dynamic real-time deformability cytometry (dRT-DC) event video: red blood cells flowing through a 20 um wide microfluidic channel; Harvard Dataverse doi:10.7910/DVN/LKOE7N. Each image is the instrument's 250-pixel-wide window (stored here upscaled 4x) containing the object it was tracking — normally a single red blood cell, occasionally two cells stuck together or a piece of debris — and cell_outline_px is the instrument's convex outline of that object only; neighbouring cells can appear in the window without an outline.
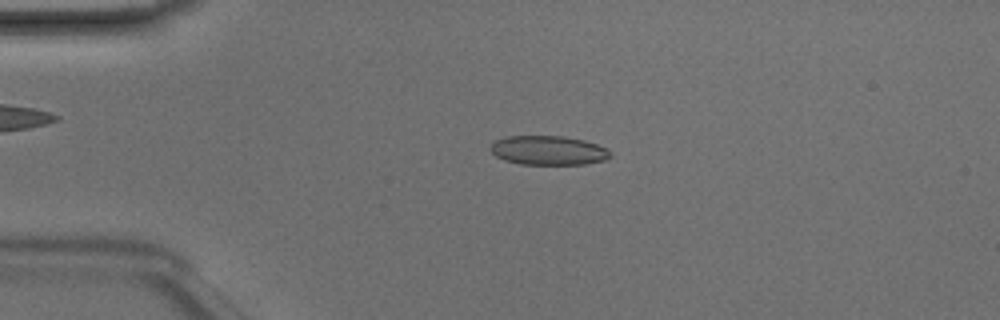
{"species": "Egyptian fruit bat (a non-hibernating species)", "species_latin": "Rousettus aegyptiacus", "temperature_condition": "room temperature", "stored_images_in_passage": 47, "camera_frame_rate_fps": 3000, "um_per_image_px": 0.085, "animal": {"sex": "male"}, "frame": {"image": 1, "passage_image": 10, "time_ms": 3.0, "image_size_px": [1000, 320], "cell_outline_px": [[612, 156], [604, 160], [584, 164], [520, 164], [504, 160], [496, 156], [488, 148], [496, 140], [504, 136], [564, 136], [584, 140], [608, 148], [612, 152]], "centroid_in_image_um": [46.62, 12.78], "position_along_channel_um": 38.4, "area_um2": 20.52}}
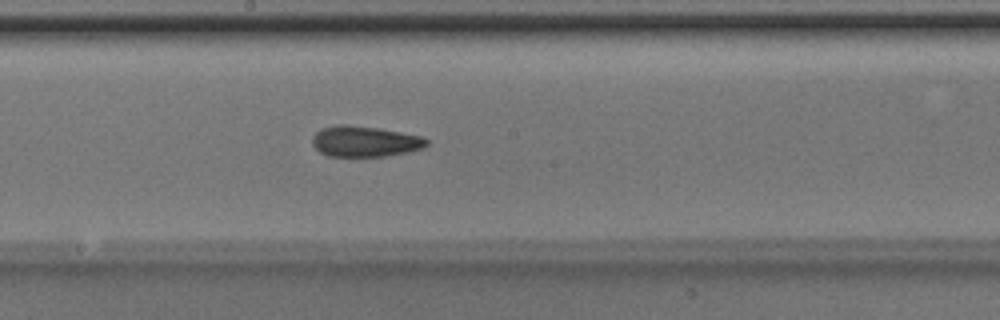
{"frame": {"image": 2, "passage_image": 25, "time_ms": 8.0, "image_size_px": [1000, 320], "cell_outline_px": [[428, 144], [424, 148], [408, 152], [384, 156], [328, 156], [320, 152], [312, 144], [312, 136], [320, 128], [336, 124], [348, 124], [380, 128], [420, 136], [428, 140]], "centroid_in_image_um": [30.98, 12.01], "position_along_channel_um": 217.2, "area_um2": 20.63}}
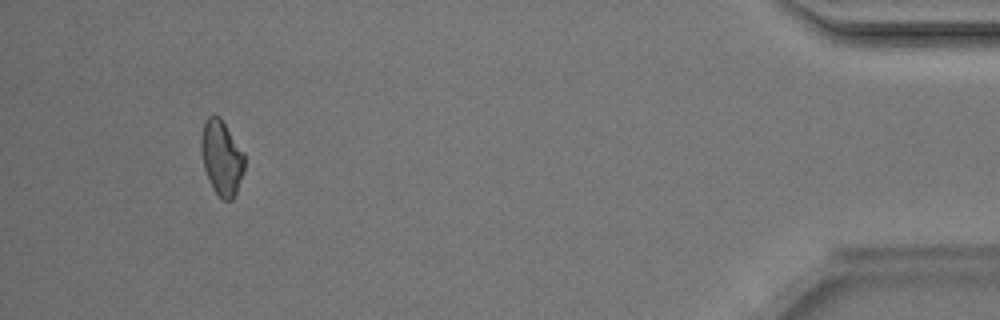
{"frame": {"image": 3, "passage_image": 44, "time_ms": 14.333, "image_size_px": [1000, 320], "cell_outline_px": [[244, 172], [236, 192], [232, 200], [224, 200], [212, 188], [204, 168], [200, 148], [200, 140], [204, 124], [208, 116], [220, 116], [244, 152]], "centroid_in_image_um": [18.84, 13.4], "position_along_channel_um": 416.4, "area_um2": 18.84}, "authors_computed_cell_mechanics": {"area_um2": 20.2878, "velocity_mm_per_s": 4.2221, "shape_relaxation_time_tau1_ms": 3.0701, "shape_relaxation_time_tau2_ms": 3.4266, "deformation_change_tau1": 0.1202, "deformation_change_tau2": 0.1242}}